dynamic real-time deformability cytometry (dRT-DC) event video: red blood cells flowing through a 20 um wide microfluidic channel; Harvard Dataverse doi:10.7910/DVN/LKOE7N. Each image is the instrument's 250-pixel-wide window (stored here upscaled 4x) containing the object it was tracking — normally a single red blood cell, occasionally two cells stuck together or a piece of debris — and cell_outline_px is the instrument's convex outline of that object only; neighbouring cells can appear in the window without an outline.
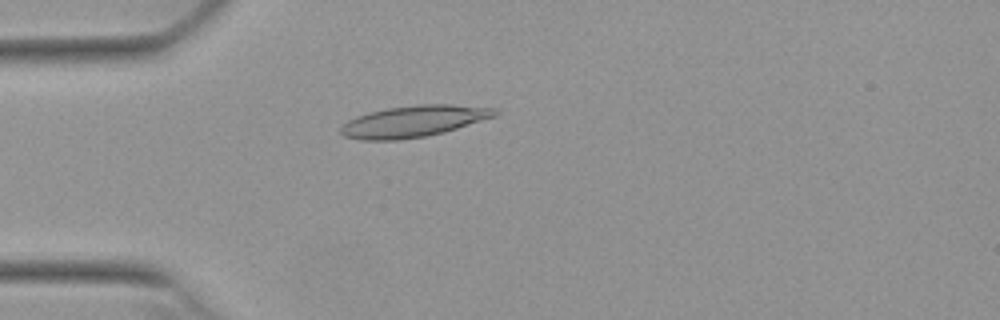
{"species": "Egyptian fruit bat (a non-hibernating species)", "species_latin": "Rousettus aegyptiacus", "temperature_condition": "warm", "stored_images_in_passage": 37, "camera_frame_rate_fps": 3000, "um_per_image_px": 0.085, "animal": {"sex": "female"}, "frame": {"image": 1, "passage_image": 5, "time_ms": 1.333, "image_size_px": [1000, 320], "cell_outline_px": [[500, 112], [496, 116], [444, 132], [424, 136], [396, 140], [360, 140], [344, 136], [340, 132], [340, 128], [348, 120], [356, 116], [368, 112], [388, 108], [416, 104], [452, 104], [496, 108]], "centroid_in_image_um": [35.16, 10.3], "position_along_channel_um": 49.8, "area_um2": 28.26}}
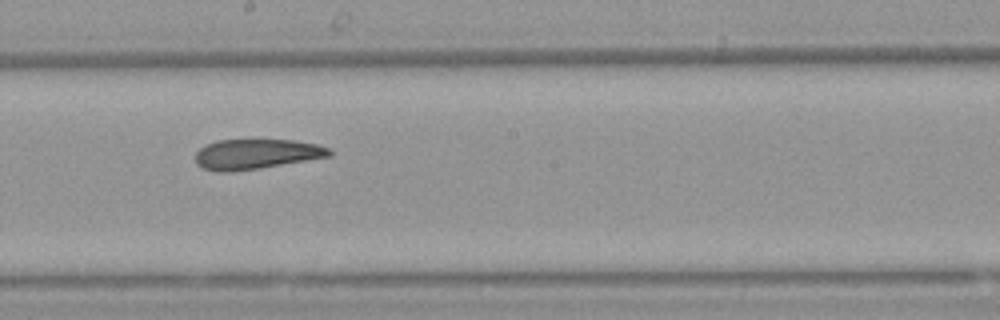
{"frame": {"image": 2, "passage_image": 20, "time_ms": 6.333, "image_size_px": [1000, 320], "cell_outline_px": [[332, 156], [260, 168], [232, 172], [220, 172], [200, 168], [196, 164], [196, 152], [200, 148], [216, 140], [292, 140], [316, 144], [328, 148], [332, 152]], "centroid_in_image_um": [21.75, 13.11], "position_along_channel_um": 226.4, "area_um2": 23.47}}
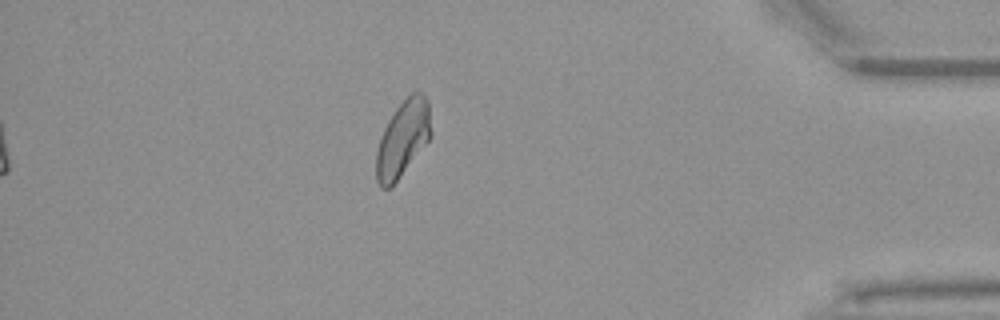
{"frame": {"image": 3, "passage_image": 37, "time_ms": 12.0, "image_size_px": [1000, 320], "cell_outline_px": [[432, 136], [392, 188], [380, 188], [376, 180], [376, 152], [380, 136], [388, 120], [396, 108], [416, 88], [428, 100], [432, 132]], "centroid_in_image_um": [34.24, 11.81], "position_along_channel_um": 401.0, "area_um2": 24.62}, "authors_computed_cell_mechanics": {"area_um2": 24.7962, "velocity_mm_per_s": 3.7995, "shape_relaxation_time_tau1_ms": null, "shape_relaxation_time_tau2_ms": 4.4294, "deformation_change_tau1": null, "deformation_change_tau2": 0.13}}